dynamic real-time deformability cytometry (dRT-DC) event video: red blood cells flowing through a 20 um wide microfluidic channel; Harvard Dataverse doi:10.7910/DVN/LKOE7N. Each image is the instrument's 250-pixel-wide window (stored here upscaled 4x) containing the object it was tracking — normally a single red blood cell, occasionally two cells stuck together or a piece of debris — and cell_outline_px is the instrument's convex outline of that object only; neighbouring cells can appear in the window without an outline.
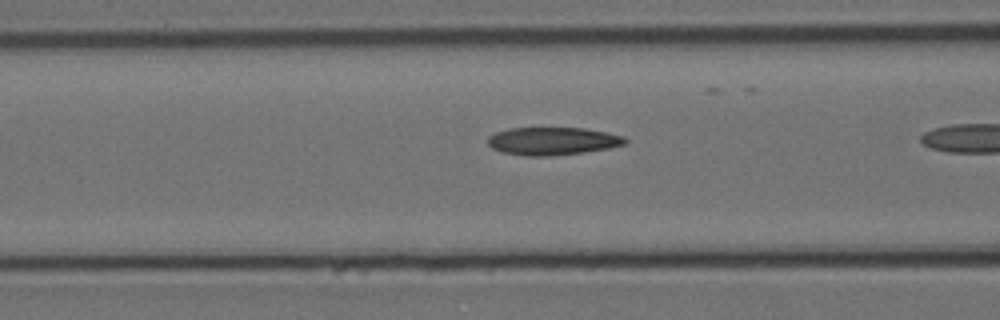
{"species": "Egyptian fruit bat (a non-hibernating species)", "species_latin": "Rousettus aegyptiacus", "temperature_condition": "cold", "stored_images_in_passage": 22, "camera_frame_rate_fps": 3000, "um_per_image_px": 0.085, "animal": {"sex": "female"}, "frame": {"image": 1, "passage_image": 20, "time_ms": 6.333, "image_size_px": [1000, 320], "cell_outline_px": [[628, 140], [624, 144], [608, 148], [584, 152], [548, 156], [524, 156], [504, 152], [492, 148], [488, 144], [488, 136], [496, 132], [508, 128], [584, 128], [608, 132], [624, 136]], "centroid_in_image_um": [46.97, 11.98], "position_along_channel_um": 119.6, "area_um2": 22.25}}